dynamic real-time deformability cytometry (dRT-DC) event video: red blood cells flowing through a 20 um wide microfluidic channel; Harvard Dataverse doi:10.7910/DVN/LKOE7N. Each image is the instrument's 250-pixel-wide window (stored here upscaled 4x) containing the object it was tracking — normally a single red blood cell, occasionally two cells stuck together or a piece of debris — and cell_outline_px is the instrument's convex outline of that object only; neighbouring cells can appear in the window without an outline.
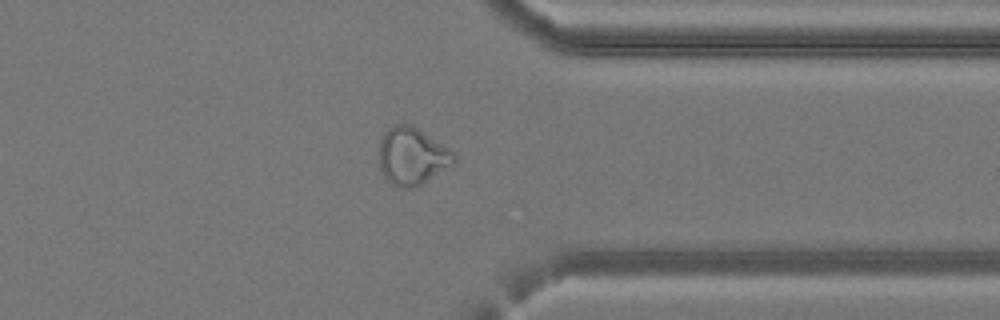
{"species": "common noctule bat (a hibernating species)", "species_latin": "Nyctalus noctula", "temperature_condition": "cold", "stored_images_in_passage": 36, "camera_frame_rate_fps": 3000, "um_per_image_px": 0.085, "animal": {"sex": "female", "body_mass_g": 24.6, "forearm_length_mm": 56.2}, "frame": {"image": 1, "passage_image": 31, "time_ms": 10.0, "image_size_px": [1000, 320], "cell_outline_px": [[456, 160], [452, 164], [420, 184], [412, 188], [396, 188], [384, 176], [380, 168], [380, 140], [384, 132], [388, 128], [396, 124], [412, 124], [456, 152]], "centroid_in_image_um": [35.03, 13.25], "position_along_channel_um": 376.4, "area_um2": 24.97}}